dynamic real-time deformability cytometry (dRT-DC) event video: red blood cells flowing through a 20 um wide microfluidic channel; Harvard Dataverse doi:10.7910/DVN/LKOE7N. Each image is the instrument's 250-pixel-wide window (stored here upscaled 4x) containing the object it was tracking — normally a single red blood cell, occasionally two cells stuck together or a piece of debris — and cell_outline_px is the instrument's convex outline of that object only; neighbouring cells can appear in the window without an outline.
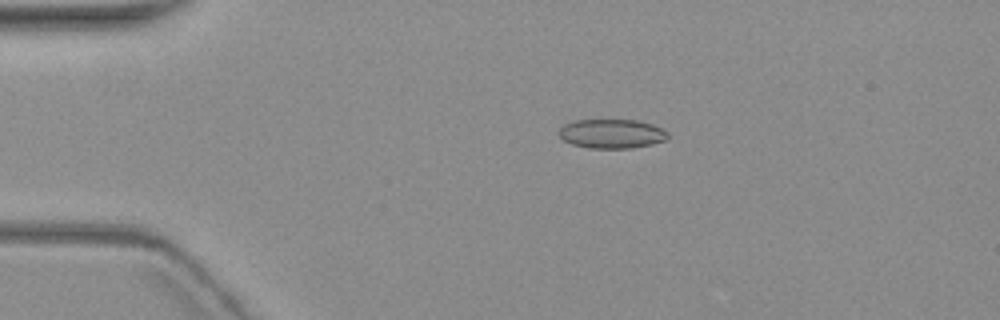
{"species": "common noctule bat (a hibernating species)", "species_latin": "Nyctalus noctula", "temperature_condition": "warm", "stored_images_in_passage": 7, "camera_frame_rate_fps": 3000, "um_per_image_px": 0.085, "animal": {"sex": "female", "body_mass_g": 19.3, "forearm_length_mm": 54.1}, "frame": {"image": 1, "passage_image": 3, "time_ms": 2.333, "image_size_px": [1000, 320], "cell_outline_px": [[668, 136], [664, 140], [652, 144], [632, 148], [588, 148], [572, 144], [564, 140], [560, 136], [560, 128], [564, 124], [572, 120], [636, 120], [652, 124], [668, 132]], "centroid_in_image_um": [51.98, 11.36], "position_along_channel_um": 33.0, "area_um2": 18.44}}
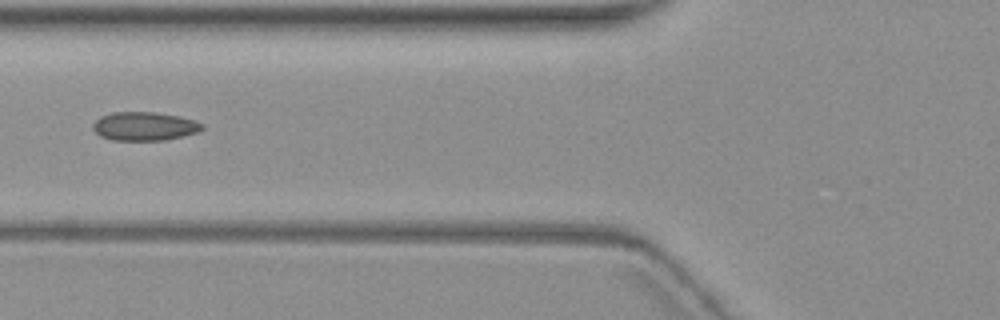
{"frame": {"image": 2, "passage_image": 6, "time_ms": 6.0, "image_size_px": [1000, 320], "cell_outline_px": [[204, 128], [200, 132], [184, 136], [164, 140], [112, 140], [100, 136], [92, 128], [92, 124], [100, 116], [112, 112], [156, 112], [180, 116], [196, 120], [204, 124]], "centroid_in_image_um": [12.31, 10.73], "position_along_channel_um": 113.5, "area_um2": 18.5}}
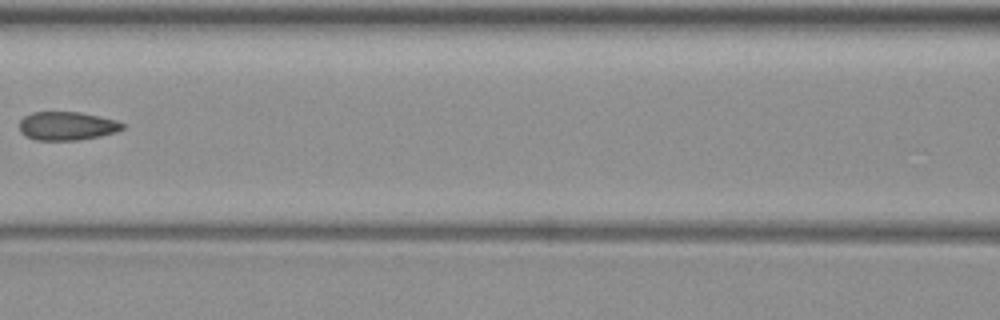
{"frame": {"image": 3, "passage_image": 7, "time_ms": 7.333, "image_size_px": [1000, 320], "cell_outline_px": [[124, 128], [116, 132], [100, 136], [80, 140], [36, 140], [24, 136], [20, 132], [20, 120], [24, 116], [32, 112], [80, 112], [116, 120], [124, 124]], "centroid_in_image_um": [5.67, 10.71], "position_along_channel_um": 160.9, "area_um2": 17.22}}